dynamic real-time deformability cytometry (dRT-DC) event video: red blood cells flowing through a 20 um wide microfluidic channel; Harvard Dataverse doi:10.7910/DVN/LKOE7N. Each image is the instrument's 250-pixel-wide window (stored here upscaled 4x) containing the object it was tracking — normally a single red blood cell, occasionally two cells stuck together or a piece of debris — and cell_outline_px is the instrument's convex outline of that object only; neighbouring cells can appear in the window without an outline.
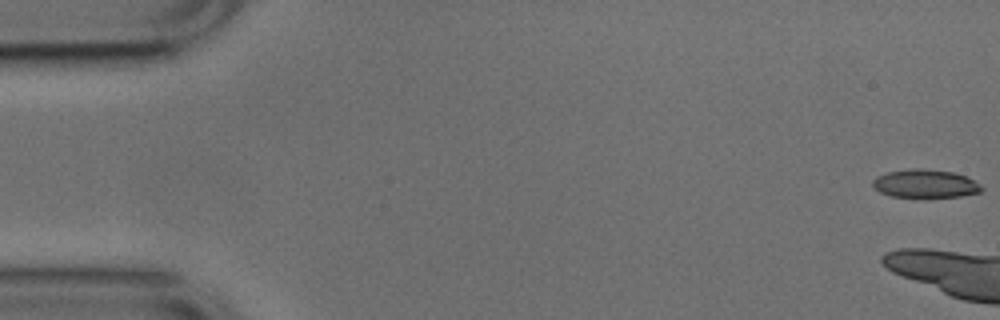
{"species": "common noctule bat (a hibernating species)", "species_latin": "Nyctalus noctula", "temperature_condition": "cold", "stored_images_in_passage": 6, "camera_frame_rate_fps": 3000, "um_per_image_px": 0.085, "animal": {"sex": "male", "body_mass_g": 17.9, "forearm_length_mm": 54.2}, "frame": {"image": 1, "passage_image": 1, "time_ms": 0.0, "image_size_px": [1000, 320], "cell_outline_px": [[984, 188], [980, 192], [960, 196], [892, 196], [880, 192], [872, 184], [872, 180], [876, 176], [888, 172], [912, 168], [916, 168], [952, 172], [964, 176], [980, 184]], "centroid_in_image_um": [78.63, 15.6], "position_along_channel_um": 6.4, "area_um2": 17.46}}